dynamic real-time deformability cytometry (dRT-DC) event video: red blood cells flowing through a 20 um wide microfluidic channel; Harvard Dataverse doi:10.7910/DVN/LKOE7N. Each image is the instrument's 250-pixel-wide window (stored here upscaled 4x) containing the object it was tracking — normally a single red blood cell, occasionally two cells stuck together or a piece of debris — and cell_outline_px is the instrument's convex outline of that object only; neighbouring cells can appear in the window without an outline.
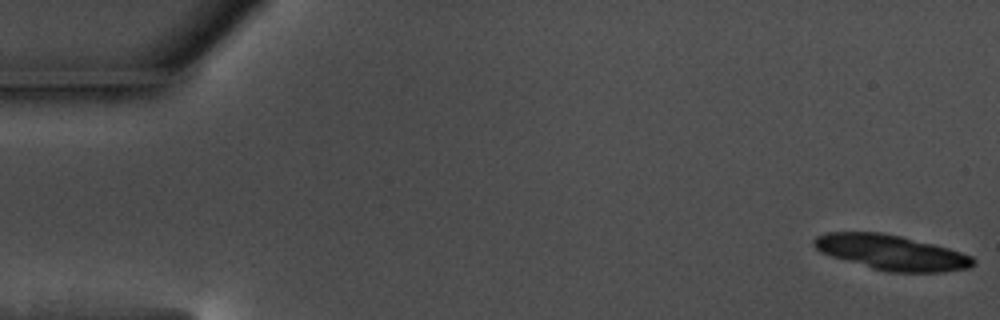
{"species": "common noctule bat (a hibernating species)", "species_latin": "Nyctalus noctula", "temperature_condition": "warm", "stored_images_in_passage": 16, "camera_frame_rate_fps": 3000, "um_per_image_px": 0.085, "animal": {"sex": "male", "body_mass_g": 17.5, "forearm_length_mm": 52.3}, "frame": {"image": 1, "passage_image": 1, "time_ms": 0.0, "image_size_px": [1000, 320], "cell_outline_px": [[976, 264], [968, 268], [940, 272], [888, 272], [872, 268], [832, 256], [820, 252], [812, 244], [812, 240], [816, 236], [824, 232], [880, 232], [900, 236], [948, 248], [972, 256], [976, 260]], "centroid_in_image_um": [75.75, 21.45], "position_along_channel_um": 9.3, "area_um2": 32.31}}